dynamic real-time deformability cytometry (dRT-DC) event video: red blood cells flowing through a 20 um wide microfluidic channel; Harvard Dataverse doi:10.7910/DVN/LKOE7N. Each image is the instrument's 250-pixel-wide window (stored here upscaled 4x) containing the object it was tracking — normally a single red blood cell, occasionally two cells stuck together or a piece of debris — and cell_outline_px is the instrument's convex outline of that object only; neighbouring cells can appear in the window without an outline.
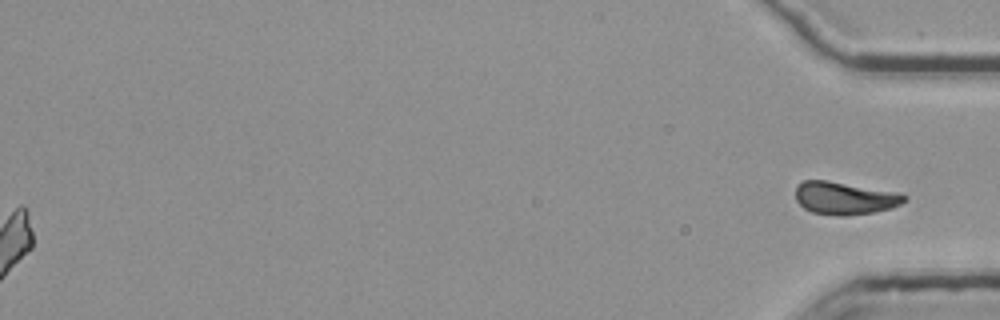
{"species": "common noctule bat (a hibernating species)", "species_latin": "Nyctalus noctula", "temperature_condition": "room temperature", "stored_images_in_passage": 55, "segment_of_instrument_passage": [3, 3], "camera_frame_rate_fps": 3000, "um_per_image_px": 0.085, "animal": {"sex": "female", "body_mass_g": 25.1}, "frame": {"image": 1, "passage_image": 55, "time_ms": 18.0, "image_size_px": [1000, 320], "cell_outline_px": [[908, 200], [892, 208], [872, 212], [848, 216], [836, 216], [812, 212], [804, 208], [796, 200], [796, 184], [800, 180], [828, 180], [892, 192], [908, 196]], "centroid_in_image_um": [71.75, 16.84], "position_along_channel_um": 363.4, "area_um2": 20.69}}